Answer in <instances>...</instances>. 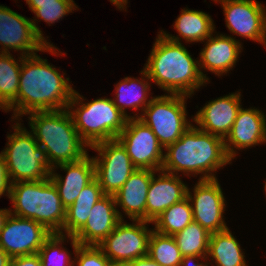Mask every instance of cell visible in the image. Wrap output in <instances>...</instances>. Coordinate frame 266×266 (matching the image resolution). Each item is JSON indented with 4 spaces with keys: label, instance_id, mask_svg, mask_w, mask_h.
I'll list each match as a JSON object with an SVG mask.
<instances>
[{
    "label": "cell",
    "instance_id": "obj_1",
    "mask_svg": "<svg viewBox=\"0 0 266 266\" xmlns=\"http://www.w3.org/2000/svg\"><path fill=\"white\" fill-rule=\"evenodd\" d=\"M17 98L5 109H14V118L23 114L67 109L74 89L69 78L61 76L55 67L37 54L21 56Z\"/></svg>",
    "mask_w": 266,
    "mask_h": 266
},
{
    "label": "cell",
    "instance_id": "obj_2",
    "mask_svg": "<svg viewBox=\"0 0 266 266\" xmlns=\"http://www.w3.org/2000/svg\"><path fill=\"white\" fill-rule=\"evenodd\" d=\"M141 74L170 94L187 98L208 81L179 37L162 30Z\"/></svg>",
    "mask_w": 266,
    "mask_h": 266
},
{
    "label": "cell",
    "instance_id": "obj_3",
    "mask_svg": "<svg viewBox=\"0 0 266 266\" xmlns=\"http://www.w3.org/2000/svg\"><path fill=\"white\" fill-rule=\"evenodd\" d=\"M164 154L162 171L177 174L181 171L189 176L203 174L200 180L216 179L212 174L232 160L225 149L224 139L200 130L197 126L189 127L173 144L168 145Z\"/></svg>",
    "mask_w": 266,
    "mask_h": 266
},
{
    "label": "cell",
    "instance_id": "obj_4",
    "mask_svg": "<svg viewBox=\"0 0 266 266\" xmlns=\"http://www.w3.org/2000/svg\"><path fill=\"white\" fill-rule=\"evenodd\" d=\"M29 124L35 140L55 166L82 160L88 144L79 136L68 109L32 112ZM56 164V165H55Z\"/></svg>",
    "mask_w": 266,
    "mask_h": 266
},
{
    "label": "cell",
    "instance_id": "obj_5",
    "mask_svg": "<svg viewBox=\"0 0 266 266\" xmlns=\"http://www.w3.org/2000/svg\"><path fill=\"white\" fill-rule=\"evenodd\" d=\"M8 198L14 206L11 215L33 219L49 232L63 234L66 208L50 177L41 181L11 183Z\"/></svg>",
    "mask_w": 266,
    "mask_h": 266
},
{
    "label": "cell",
    "instance_id": "obj_6",
    "mask_svg": "<svg viewBox=\"0 0 266 266\" xmlns=\"http://www.w3.org/2000/svg\"><path fill=\"white\" fill-rule=\"evenodd\" d=\"M83 100L74 90L67 106L79 136L89 147L102 141L117 139L128 118L115 106L112 99L99 98L88 103L81 102ZM75 104L79 108L74 110Z\"/></svg>",
    "mask_w": 266,
    "mask_h": 266
},
{
    "label": "cell",
    "instance_id": "obj_7",
    "mask_svg": "<svg viewBox=\"0 0 266 266\" xmlns=\"http://www.w3.org/2000/svg\"><path fill=\"white\" fill-rule=\"evenodd\" d=\"M13 129L15 132L7 136L9 141L6 149L0 153L10 182L41 181L49 178L54 168L33 133L22 128L19 123Z\"/></svg>",
    "mask_w": 266,
    "mask_h": 266
},
{
    "label": "cell",
    "instance_id": "obj_8",
    "mask_svg": "<svg viewBox=\"0 0 266 266\" xmlns=\"http://www.w3.org/2000/svg\"><path fill=\"white\" fill-rule=\"evenodd\" d=\"M186 97L169 93L153 97L144 114L136 115L150 127L163 148L175 143L192 126L186 118Z\"/></svg>",
    "mask_w": 266,
    "mask_h": 266
},
{
    "label": "cell",
    "instance_id": "obj_9",
    "mask_svg": "<svg viewBox=\"0 0 266 266\" xmlns=\"http://www.w3.org/2000/svg\"><path fill=\"white\" fill-rule=\"evenodd\" d=\"M35 21L36 19L32 21L1 5L0 45H3V49L0 52L9 53L8 49L20 50L23 51L22 56L34 55L35 51L57 53L58 48L46 41Z\"/></svg>",
    "mask_w": 266,
    "mask_h": 266
},
{
    "label": "cell",
    "instance_id": "obj_10",
    "mask_svg": "<svg viewBox=\"0 0 266 266\" xmlns=\"http://www.w3.org/2000/svg\"><path fill=\"white\" fill-rule=\"evenodd\" d=\"M90 148L99 152V158L93 157V161L95 178L103 194L115 196L136 167L118 139L102 141Z\"/></svg>",
    "mask_w": 266,
    "mask_h": 266
},
{
    "label": "cell",
    "instance_id": "obj_11",
    "mask_svg": "<svg viewBox=\"0 0 266 266\" xmlns=\"http://www.w3.org/2000/svg\"><path fill=\"white\" fill-rule=\"evenodd\" d=\"M122 219L100 244L112 265L124 266L137 258L148 255V243L152 233L146 227L150 223L145 220H133L135 224H127Z\"/></svg>",
    "mask_w": 266,
    "mask_h": 266
},
{
    "label": "cell",
    "instance_id": "obj_12",
    "mask_svg": "<svg viewBox=\"0 0 266 266\" xmlns=\"http://www.w3.org/2000/svg\"><path fill=\"white\" fill-rule=\"evenodd\" d=\"M138 169L160 171L164 162L163 146L153 131L139 118H128L125 128L117 136Z\"/></svg>",
    "mask_w": 266,
    "mask_h": 266
},
{
    "label": "cell",
    "instance_id": "obj_13",
    "mask_svg": "<svg viewBox=\"0 0 266 266\" xmlns=\"http://www.w3.org/2000/svg\"><path fill=\"white\" fill-rule=\"evenodd\" d=\"M51 234L33 219L9 214L0 231V248L10 258L38 254Z\"/></svg>",
    "mask_w": 266,
    "mask_h": 266
},
{
    "label": "cell",
    "instance_id": "obj_14",
    "mask_svg": "<svg viewBox=\"0 0 266 266\" xmlns=\"http://www.w3.org/2000/svg\"><path fill=\"white\" fill-rule=\"evenodd\" d=\"M193 192L194 196L187 189L194 222L211 234L228 229L223 220L225 198L217 178L199 180Z\"/></svg>",
    "mask_w": 266,
    "mask_h": 266
},
{
    "label": "cell",
    "instance_id": "obj_15",
    "mask_svg": "<svg viewBox=\"0 0 266 266\" xmlns=\"http://www.w3.org/2000/svg\"><path fill=\"white\" fill-rule=\"evenodd\" d=\"M221 2L227 28L243 38L266 47V9L254 0H214Z\"/></svg>",
    "mask_w": 266,
    "mask_h": 266
},
{
    "label": "cell",
    "instance_id": "obj_16",
    "mask_svg": "<svg viewBox=\"0 0 266 266\" xmlns=\"http://www.w3.org/2000/svg\"><path fill=\"white\" fill-rule=\"evenodd\" d=\"M115 197L104 195L92 207L85 225L73 236L81 245L99 244L109 236L122 220L121 212L116 208Z\"/></svg>",
    "mask_w": 266,
    "mask_h": 266
},
{
    "label": "cell",
    "instance_id": "obj_17",
    "mask_svg": "<svg viewBox=\"0 0 266 266\" xmlns=\"http://www.w3.org/2000/svg\"><path fill=\"white\" fill-rule=\"evenodd\" d=\"M265 142L266 119L264 114L257 108L241 107L229 134L224 139L228 156L231 159L236 156L234 148L239 150Z\"/></svg>",
    "mask_w": 266,
    "mask_h": 266
},
{
    "label": "cell",
    "instance_id": "obj_18",
    "mask_svg": "<svg viewBox=\"0 0 266 266\" xmlns=\"http://www.w3.org/2000/svg\"><path fill=\"white\" fill-rule=\"evenodd\" d=\"M240 96V93H233L208 102L196 113L194 122L200 130L225 139L242 106Z\"/></svg>",
    "mask_w": 266,
    "mask_h": 266
},
{
    "label": "cell",
    "instance_id": "obj_19",
    "mask_svg": "<svg viewBox=\"0 0 266 266\" xmlns=\"http://www.w3.org/2000/svg\"><path fill=\"white\" fill-rule=\"evenodd\" d=\"M158 178L152 175L146 200V221L152 223L167 208L187 197L188 187L176 174L162 170Z\"/></svg>",
    "mask_w": 266,
    "mask_h": 266
},
{
    "label": "cell",
    "instance_id": "obj_20",
    "mask_svg": "<svg viewBox=\"0 0 266 266\" xmlns=\"http://www.w3.org/2000/svg\"><path fill=\"white\" fill-rule=\"evenodd\" d=\"M67 172L65 179L54 173H50V179L56 186L62 205L67 208L77 199L82 189L95 178V165L93 158L88 155L82 160L57 165Z\"/></svg>",
    "mask_w": 266,
    "mask_h": 266
},
{
    "label": "cell",
    "instance_id": "obj_21",
    "mask_svg": "<svg viewBox=\"0 0 266 266\" xmlns=\"http://www.w3.org/2000/svg\"><path fill=\"white\" fill-rule=\"evenodd\" d=\"M153 173L154 170L136 168L114 196L116 205H119L132 221H146L147 193Z\"/></svg>",
    "mask_w": 266,
    "mask_h": 266
},
{
    "label": "cell",
    "instance_id": "obj_22",
    "mask_svg": "<svg viewBox=\"0 0 266 266\" xmlns=\"http://www.w3.org/2000/svg\"><path fill=\"white\" fill-rule=\"evenodd\" d=\"M206 40V45L200 52L199 68L207 69L218 76L230 71L239 58L241 43L223 34L215 37L211 35Z\"/></svg>",
    "mask_w": 266,
    "mask_h": 266
},
{
    "label": "cell",
    "instance_id": "obj_23",
    "mask_svg": "<svg viewBox=\"0 0 266 266\" xmlns=\"http://www.w3.org/2000/svg\"><path fill=\"white\" fill-rule=\"evenodd\" d=\"M104 196L99 182L94 178L86 185L73 204L65 211L63 231L74 236L87 222L92 207Z\"/></svg>",
    "mask_w": 266,
    "mask_h": 266
},
{
    "label": "cell",
    "instance_id": "obj_24",
    "mask_svg": "<svg viewBox=\"0 0 266 266\" xmlns=\"http://www.w3.org/2000/svg\"><path fill=\"white\" fill-rule=\"evenodd\" d=\"M207 256L217 266H247L242 249L229 229L210 235Z\"/></svg>",
    "mask_w": 266,
    "mask_h": 266
},
{
    "label": "cell",
    "instance_id": "obj_25",
    "mask_svg": "<svg viewBox=\"0 0 266 266\" xmlns=\"http://www.w3.org/2000/svg\"><path fill=\"white\" fill-rule=\"evenodd\" d=\"M181 11L174 24L178 36H182L186 42H204L212 35L215 28L213 20L208 14L185 8Z\"/></svg>",
    "mask_w": 266,
    "mask_h": 266
},
{
    "label": "cell",
    "instance_id": "obj_26",
    "mask_svg": "<svg viewBox=\"0 0 266 266\" xmlns=\"http://www.w3.org/2000/svg\"><path fill=\"white\" fill-rule=\"evenodd\" d=\"M145 81L144 78L138 80L131 77H125L116 85V99L112 101L127 118H132V116H128L125 113L127 107H132L135 110L142 108L141 111H144L151 102V99L147 100V91H149L150 87L148 80L147 82Z\"/></svg>",
    "mask_w": 266,
    "mask_h": 266
},
{
    "label": "cell",
    "instance_id": "obj_27",
    "mask_svg": "<svg viewBox=\"0 0 266 266\" xmlns=\"http://www.w3.org/2000/svg\"><path fill=\"white\" fill-rule=\"evenodd\" d=\"M193 221L191 203L186 197L167 208L152 223L155 224V229L153 230L161 234L173 236Z\"/></svg>",
    "mask_w": 266,
    "mask_h": 266
},
{
    "label": "cell",
    "instance_id": "obj_28",
    "mask_svg": "<svg viewBox=\"0 0 266 266\" xmlns=\"http://www.w3.org/2000/svg\"><path fill=\"white\" fill-rule=\"evenodd\" d=\"M210 235L199 223L193 221L173 235V238L182 256L207 257Z\"/></svg>",
    "mask_w": 266,
    "mask_h": 266
},
{
    "label": "cell",
    "instance_id": "obj_29",
    "mask_svg": "<svg viewBox=\"0 0 266 266\" xmlns=\"http://www.w3.org/2000/svg\"><path fill=\"white\" fill-rule=\"evenodd\" d=\"M9 53H0V109L5 110L19 90L21 65Z\"/></svg>",
    "mask_w": 266,
    "mask_h": 266
},
{
    "label": "cell",
    "instance_id": "obj_30",
    "mask_svg": "<svg viewBox=\"0 0 266 266\" xmlns=\"http://www.w3.org/2000/svg\"><path fill=\"white\" fill-rule=\"evenodd\" d=\"M151 230L147 256L160 266H180L183 256L173 236Z\"/></svg>",
    "mask_w": 266,
    "mask_h": 266
},
{
    "label": "cell",
    "instance_id": "obj_31",
    "mask_svg": "<svg viewBox=\"0 0 266 266\" xmlns=\"http://www.w3.org/2000/svg\"><path fill=\"white\" fill-rule=\"evenodd\" d=\"M65 235L61 233H52L44 242L38 255L42 266H74L67 250L62 249L59 244L64 242Z\"/></svg>",
    "mask_w": 266,
    "mask_h": 266
},
{
    "label": "cell",
    "instance_id": "obj_32",
    "mask_svg": "<svg viewBox=\"0 0 266 266\" xmlns=\"http://www.w3.org/2000/svg\"><path fill=\"white\" fill-rule=\"evenodd\" d=\"M68 238L72 241L77 260L74 259V264L77 266H113L99 246L81 245L72 235Z\"/></svg>",
    "mask_w": 266,
    "mask_h": 266
},
{
    "label": "cell",
    "instance_id": "obj_33",
    "mask_svg": "<svg viewBox=\"0 0 266 266\" xmlns=\"http://www.w3.org/2000/svg\"><path fill=\"white\" fill-rule=\"evenodd\" d=\"M77 6L73 0H58L57 3L38 4V9L33 13L37 18L44 20L48 24L55 23L66 14L76 10Z\"/></svg>",
    "mask_w": 266,
    "mask_h": 266
},
{
    "label": "cell",
    "instance_id": "obj_34",
    "mask_svg": "<svg viewBox=\"0 0 266 266\" xmlns=\"http://www.w3.org/2000/svg\"><path fill=\"white\" fill-rule=\"evenodd\" d=\"M9 266H42L38 254L13 257Z\"/></svg>",
    "mask_w": 266,
    "mask_h": 266
},
{
    "label": "cell",
    "instance_id": "obj_35",
    "mask_svg": "<svg viewBox=\"0 0 266 266\" xmlns=\"http://www.w3.org/2000/svg\"><path fill=\"white\" fill-rule=\"evenodd\" d=\"M11 182L4 161L0 158V197L6 193L9 197ZM6 191V192H5Z\"/></svg>",
    "mask_w": 266,
    "mask_h": 266
},
{
    "label": "cell",
    "instance_id": "obj_36",
    "mask_svg": "<svg viewBox=\"0 0 266 266\" xmlns=\"http://www.w3.org/2000/svg\"><path fill=\"white\" fill-rule=\"evenodd\" d=\"M124 266H160L157 262L153 261L148 256L137 258L131 262H128Z\"/></svg>",
    "mask_w": 266,
    "mask_h": 266
},
{
    "label": "cell",
    "instance_id": "obj_37",
    "mask_svg": "<svg viewBox=\"0 0 266 266\" xmlns=\"http://www.w3.org/2000/svg\"><path fill=\"white\" fill-rule=\"evenodd\" d=\"M197 258L207 259V257H203V256H183L180 266H208L207 263L206 264L198 263ZM194 261H196L197 263L196 262L194 263Z\"/></svg>",
    "mask_w": 266,
    "mask_h": 266
},
{
    "label": "cell",
    "instance_id": "obj_38",
    "mask_svg": "<svg viewBox=\"0 0 266 266\" xmlns=\"http://www.w3.org/2000/svg\"><path fill=\"white\" fill-rule=\"evenodd\" d=\"M58 0H26V4L29 5V8L34 12L38 9V4H48V3H57Z\"/></svg>",
    "mask_w": 266,
    "mask_h": 266
},
{
    "label": "cell",
    "instance_id": "obj_39",
    "mask_svg": "<svg viewBox=\"0 0 266 266\" xmlns=\"http://www.w3.org/2000/svg\"><path fill=\"white\" fill-rule=\"evenodd\" d=\"M10 214L9 209H0V231L2 230L7 217Z\"/></svg>",
    "mask_w": 266,
    "mask_h": 266
},
{
    "label": "cell",
    "instance_id": "obj_40",
    "mask_svg": "<svg viewBox=\"0 0 266 266\" xmlns=\"http://www.w3.org/2000/svg\"><path fill=\"white\" fill-rule=\"evenodd\" d=\"M11 258L0 248V266H9Z\"/></svg>",
    "mask_w": 266,
    "mask_h": 266
},
{
    "label": "cell",
    "instance_id": "obj_41",
    "mask_svg": "<svg viewBox=\"0 0 266 266\" xmlns=\"http://www.w3.org/2000/svg\"><path fill=\"white\" fill-rule=\"evenodd\" d=\"M110 2L116 5L119 9H124L125 5L127 4V0H110Z\"/></svg>",
    "mask_w": 266,
    "mask_h": 266
}]
</instances>
